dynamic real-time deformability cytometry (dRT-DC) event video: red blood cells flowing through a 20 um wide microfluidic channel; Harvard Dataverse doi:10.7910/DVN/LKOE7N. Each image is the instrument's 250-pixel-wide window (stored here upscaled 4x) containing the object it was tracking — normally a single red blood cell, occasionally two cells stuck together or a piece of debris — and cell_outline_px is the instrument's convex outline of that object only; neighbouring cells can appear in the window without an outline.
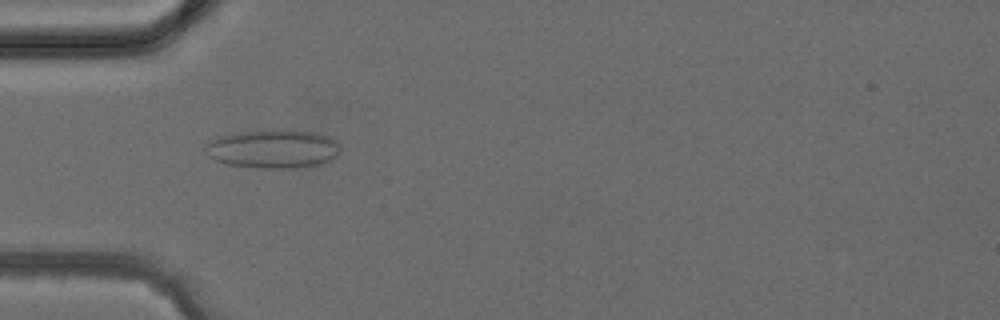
{"species": "common noctule bat (a hibernating species)", "species_latin": "Nyctalus noctula", "temperature_condition": "cold", "stored_images_in_passage": 3, "camera_frame_rate_fps": 3000, "um_per_image_px": 0.085, "animal": {"sex": "female", "body_mass_g": 24.6, "forearm_length_mm": 56.2}, "frame": {"image": 1, "passage_image": 3, "time_ms": 2.333, "image_size_px": [1000, 320], "cell_outline_px": [[340, 152], [336, 156], [320, 164], [296, 168], [260, 168], [224, 164], [208, 156], [204, 152], [204, 148], [216, 136], [236, 132], [272, 128], [312, 132], [328, 136], [340, 148]], "centroid_in_image_um": [23.14, 12.64], "position_along_channel_um": 61.9, "area_um2": 30.69}}